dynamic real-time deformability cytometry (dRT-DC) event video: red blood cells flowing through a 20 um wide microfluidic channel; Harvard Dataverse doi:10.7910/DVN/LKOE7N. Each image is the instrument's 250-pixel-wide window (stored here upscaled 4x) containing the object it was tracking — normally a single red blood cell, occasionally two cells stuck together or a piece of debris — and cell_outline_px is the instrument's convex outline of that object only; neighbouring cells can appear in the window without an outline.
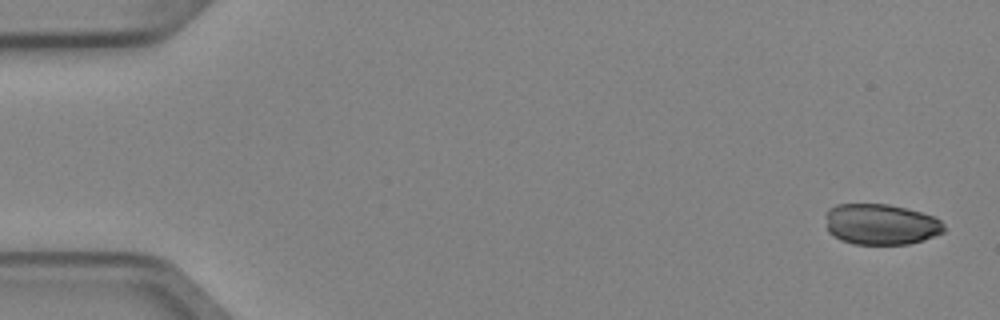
{"species": "Egyptian fruit bat (a non-hibernating species)", "species_latin": "Rousettus aegyptiacus", "temperature_condition": "cold", "stored_images_in_passage": 5, "camera_frame_rate_fps": 3000, "um_per_image_px": 0.085, "animal": {"sex": "female"}, "frame": {"image": 1, "passage_image": 1, "time_ms": 0.0, "image_size_px": [1000, 320], "cell_outline_px": [[944, 232], [924, 240], [908, 244], [856, 244], [840, 240], [828, 232], [828, 208], [836, 204], [888, 204], [920, 212], [932, 216], [940, 220], [944, 224]], "centroid_in_image_um": [74.89, 19.07], "position_along_channel_um": 10.1, "area_um2": 27.98}}